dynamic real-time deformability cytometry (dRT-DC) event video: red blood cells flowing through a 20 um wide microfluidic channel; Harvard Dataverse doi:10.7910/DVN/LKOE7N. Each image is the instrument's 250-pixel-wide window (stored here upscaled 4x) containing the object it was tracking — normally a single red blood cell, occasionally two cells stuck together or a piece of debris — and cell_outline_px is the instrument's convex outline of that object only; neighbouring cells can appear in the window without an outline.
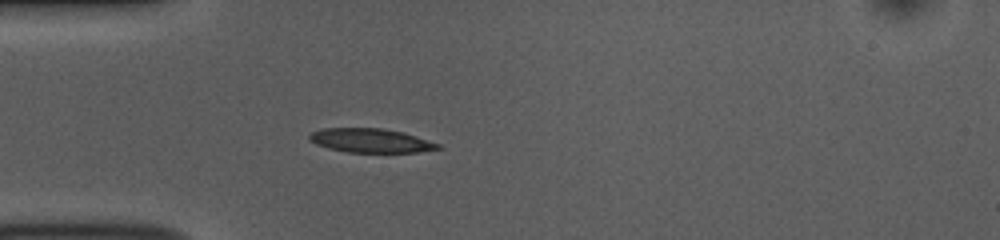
{"species": "common noctule bat (a hibernating species)", "species_latin": "Nyctalus noctula", "temperature_condition": "room temperature", "stored_images_in_passage": 39, "camera_frame_rate_fps": 3000, "um_per_image_px": 0.085, "animal": {"sex": "female", "body_mass_g": 10.0, "forearm_length_mm": 53.1}, "frame": {"image": 1, "passage_image": 1, "time_ms": 0.0, "image_size_px": [1000, 240], "cell_outline_px": [[440, 148], [416, 152], [348, 152], [328, 148], [316, 144], [308, 140], [308, 136], [312, 132], [320, 128], [384, 128], [404, 132], [440, 144]], "centroid_in_image_um": [31.47, 11.93], "position_along_channel_um": 53.5, "area_um2": 17.98}}
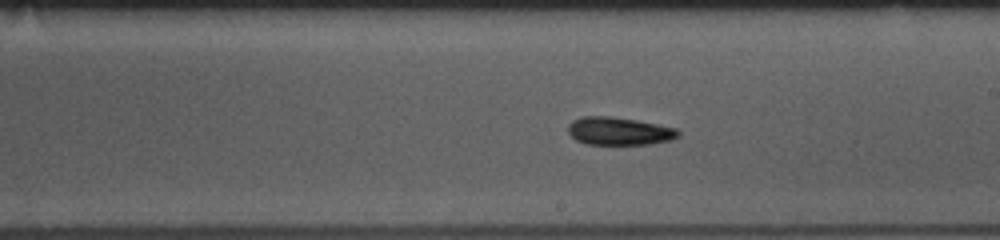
{"frame": {"image": 2, "passage_image": 16, "time_ms": 5.0, "image_size_px": [1000, 240], "cell_outline_px": [[680, 136], [672, 140], [652, 144], [584, 144], [576, 140], [568, 132], [568, 124], [572, 120], [580, 116], [612, 116], [636, 120], [676, 128], [680, 132]], "centroid_in_image_um": [52.62, 11.14], "position_along_channel_um": 236.4, "area_um2": 18.09}}
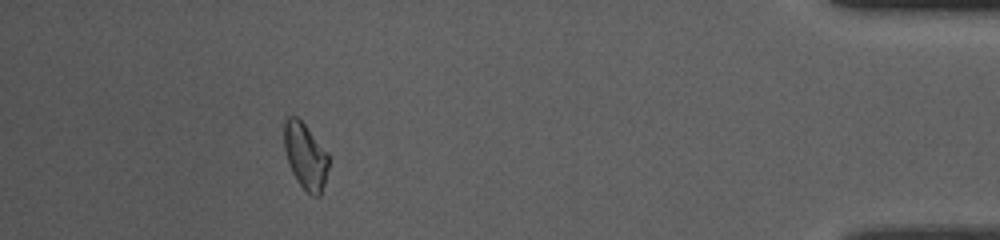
{"frame": {"image": 3, "passage_image": 34, "time_ms": 11.0, "image_size_px": [1000, 240], "cell_outline_px": [[328, 168], [324, 184], [320, 196], [316, 196], [308, 192], [296, 180], [288, 164], [284, 148], [284, 120], [288, 116], [296, 116], [304, 124], [328, 152]], "centroid_in_image_um": [25.95, 13.25], "position_along_channel_um": 409.3, "area_um2": 17.05}, "authors_computed_cell_mechanics": {"area_um2": 17.918, "velocity_mm_per_s": 3.7899, "shape_relaxation_time_tau1_ms": 2.7316, "shape_relaxation_time_tau2_ms": null, "deformation_change_tau1": 0.1063, "deformation_change_tau2": null}}